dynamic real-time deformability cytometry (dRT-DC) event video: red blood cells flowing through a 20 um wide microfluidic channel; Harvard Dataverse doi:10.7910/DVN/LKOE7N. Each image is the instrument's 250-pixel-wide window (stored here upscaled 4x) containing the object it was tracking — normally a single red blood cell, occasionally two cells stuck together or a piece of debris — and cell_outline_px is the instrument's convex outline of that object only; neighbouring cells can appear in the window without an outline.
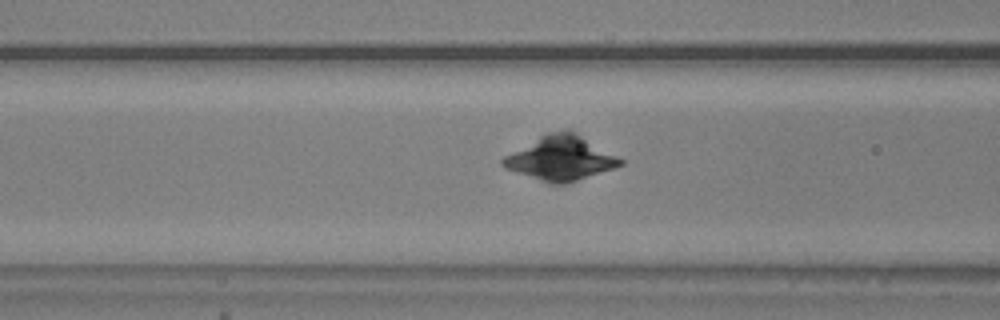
{"species": "common noctule bat (a hibernating species)", "species_latin": "Nyctalus noctula", "temperature_condition": "warm", "stored_images_in_passage": 57, "camera_frame_rate_fps": 3000, "um_per_image_px": 0.085, "animal": {"sex": "male", "body_mass_g": 20.5, "forearm_length_mm": 52.5}, "frame": {"image": 1, "passage_image": 23, "time_ms": 7.333, "image_size_px": [1000, 320], "cell_outline_px": [[624, 164], [564, 184], [548, 184], [504, 168], [500, 164], [500, 160], [504, 156], [540, 136], [548, 132], [564, 128], [568, 128], [576, 132], [624, 160]], "centroid_in_image_um": [47.62, 13.43], "position_along_channel_um": 119.0, "area_um2": 30.29}}